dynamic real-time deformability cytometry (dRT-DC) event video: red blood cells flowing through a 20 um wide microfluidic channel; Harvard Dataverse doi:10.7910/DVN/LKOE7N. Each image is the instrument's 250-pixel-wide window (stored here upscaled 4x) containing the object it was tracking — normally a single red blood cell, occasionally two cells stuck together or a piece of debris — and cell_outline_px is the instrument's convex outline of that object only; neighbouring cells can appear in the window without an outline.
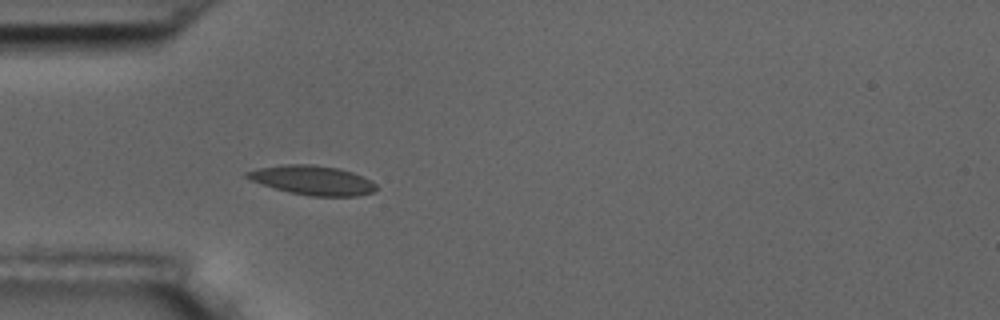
{"species": "common noctule bat (a hibernating species)", "species_latin": "Nyctalus noctula", "temperature_condition": "room temperature", "stored_images_in_passage": 4, "camera_frame_rate_fps": 3000, "um_per_image_px": 0.085, "animal": {"sex": "male", "body_mass_g": 17.5, "forearm_length_mm": 52.3}, "frame": {"image": 1, "passage_image": 4, "time_ms": 3.333, "image_size_px": [1000, 320], "cell_outline_px": [[376, 188], [372, 192], [356, 196], [312, 196], [288, 192], [260, 184], [244, 176], [244, 172], [256, 168], [284, 164], [312, 164], [340, 168], [364, 176], [372, 180], [376, 184]], "centroid_in_image_um": [26.54, 15.31], "position_along_channel_um": 58.5, "area_um2": 22.25}}